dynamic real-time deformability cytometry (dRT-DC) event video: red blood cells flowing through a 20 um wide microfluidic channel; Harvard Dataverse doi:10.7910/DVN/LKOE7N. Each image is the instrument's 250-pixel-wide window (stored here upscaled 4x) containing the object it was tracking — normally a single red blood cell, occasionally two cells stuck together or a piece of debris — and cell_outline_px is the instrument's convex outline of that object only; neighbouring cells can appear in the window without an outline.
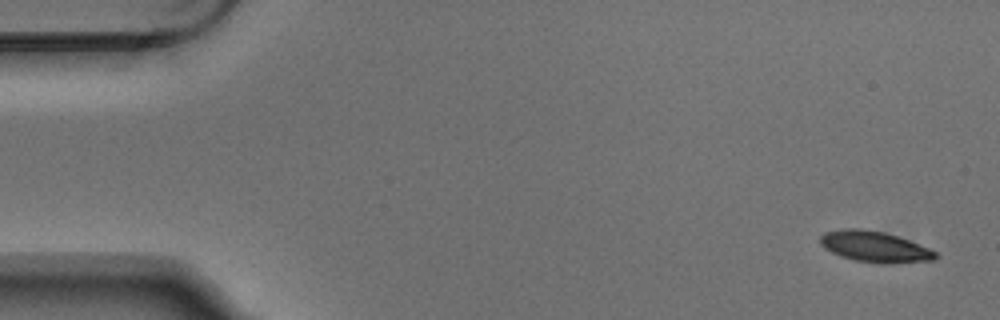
{"species": "Egyptian fruit bat (a non-hibernating species)", "species_latin": "Rousettus aegyptiacus", "temperature_condition": "warm", "stored_images_in_passage": 6, "camera_frame_rate_fps": 3000, "um_per_image_px": 0.085, "animal": {"sex": "male"}, "frame": {"image": 1, "passage_image": 1, "time_ms": 0.0, "image_size_px": [1000, 320], "cell_outline_px": [[940, 256], [936, 260], [892, 264], [880, 264], [856, 260], [840, 256], [824, 248], [820, 244], [820, 236], [824, 232], [844, 228], [860, 228], [884, 232], [900, 236], [928, 248], [936, 252]], "centroid_in_image_um": [74.38, 20.97], "position_along_channel_um": 10.6, "area_um2": 21.1}}
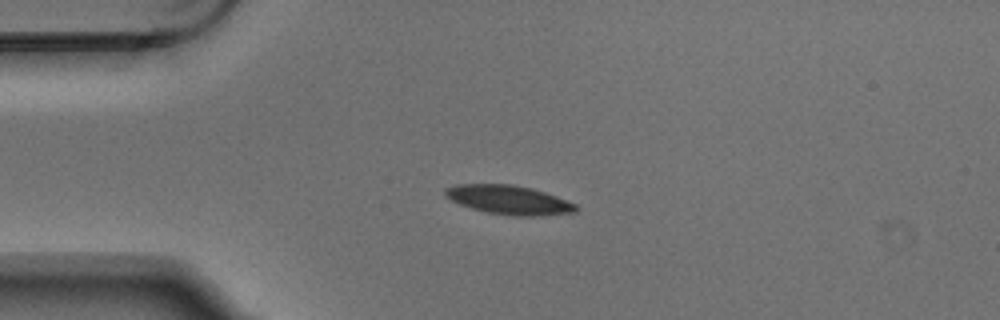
{"frame": {"image": 2, "passage_image": 4, "time_ms": 1.0, "image_size_px": [1000, 320], "cell_outline_px": [[580, 208], [576, 212], [540, 216], [508, 216], [488, 212], [472, 208], [460, 204], [444, 196], [444, 188], [456, 184], [512, 184], [532, 188], [556, 196], [576, 204]], "centroid_in_image_um": [43.26, 16.99], "position_along_channel_um": 41.7, "area_um2": 22.25}}
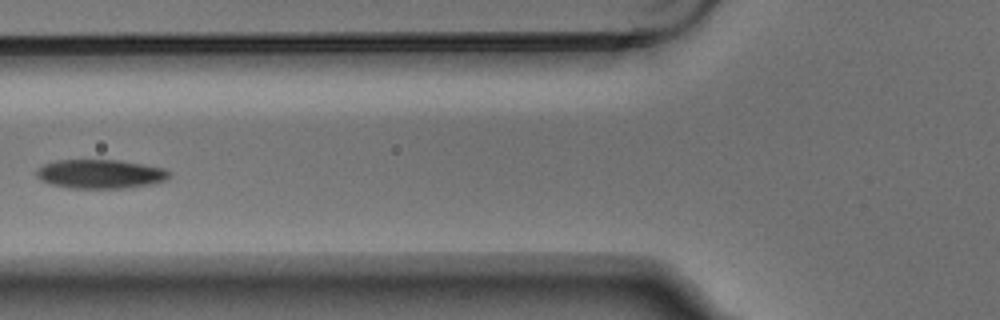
{"frame": {"image": 3, "passage_image": 6, "time_ms": 1.667, "image_size_px": [1000, 320], "cell_outline_px": [[172, 172], [164, 180], [148, 184], [124, 188], [68, 188], [48, 184], [40, 180], [36, 176], [36, 168], [44, 164], [56, 160], [120, 160], [144, 164], [164, 168]], "centroid_in_image_um": [8.46, 14.78], "position_along_channel_um": 117.3, "area_um2": 22.54}}